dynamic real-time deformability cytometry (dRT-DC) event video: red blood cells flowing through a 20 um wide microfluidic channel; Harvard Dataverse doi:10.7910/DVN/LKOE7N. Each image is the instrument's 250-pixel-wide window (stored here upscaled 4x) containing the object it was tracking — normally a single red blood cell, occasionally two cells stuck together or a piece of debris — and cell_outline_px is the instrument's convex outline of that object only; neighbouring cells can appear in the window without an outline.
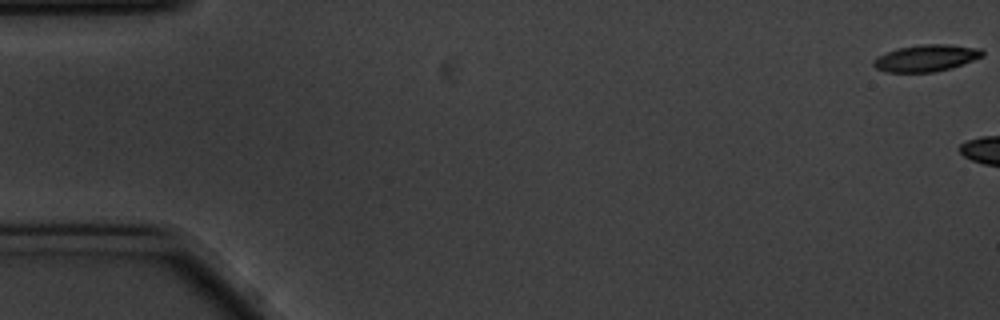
{"species": "common noctule bat (a hibernating species)", "species_latin": "Nyctalus noctula", "temperature_condition": "cold", "stored_images_in_passage": 10, "camera_frame_rate_fps": 3000, "um_per_image_px": 0.085, "animal": {"sex": "male", "body_mass_g": 20.1, "forearm_length_mm": 53.5}, "frame": {"image": 1, "passage_image": 1, "time_ms": 0.0, "image_size_px": [1000, 320], "cell_outline_px": [[984, 56], [952, 68], [936, 72], [884, 72], [876, 68], [872, 64], [872, 60], [876, 56], [884, 52], [896, 48], [920, 44], [948, 44], [980, 48], [984, 52]], "centroid_in_image_um": [78.69, 4.93], "position_along_channel_um": 6.3, "area_um2": 17.34}}